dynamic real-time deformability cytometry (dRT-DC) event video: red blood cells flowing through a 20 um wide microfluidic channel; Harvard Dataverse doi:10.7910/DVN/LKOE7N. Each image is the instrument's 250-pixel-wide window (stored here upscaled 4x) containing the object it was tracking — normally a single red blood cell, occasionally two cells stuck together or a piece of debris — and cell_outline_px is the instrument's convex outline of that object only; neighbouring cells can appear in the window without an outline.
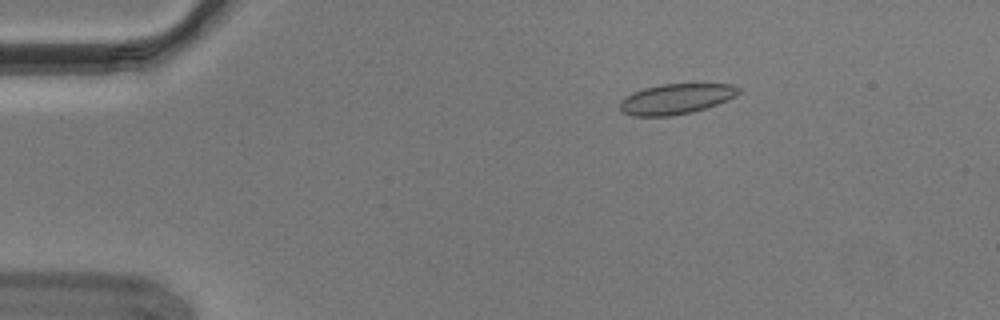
{"species": "Egyptian fruit bat (a non-hibernating species)", "species_latin": "Rousettus aegyptiacus", "temperature_condition": "cold", "stored_images_in_passage": 49, "segment_of_instrument_passage": [1, 2], "camera_frame_rate_fps": 3000, "um_per_image_px": 0.085, "animal": {"sex": "male"}, "frame": {"image": 1, "passage_image": 4, "time_ms": 1.0, "image_size_px": [1000, 320], "cell_outline_px": [[740, 92], [736, 96], [716, 104], [692, 112], [672, 116], [632, 116], [620, 112], [620, 100], [632, 92], [644, 88], [660, 84], [732, 84], [740, 88]], "centroid_in_image_um": [57.42, 8.41], "position_along_channel_um": 27.6, "area_um2": 21.04}}
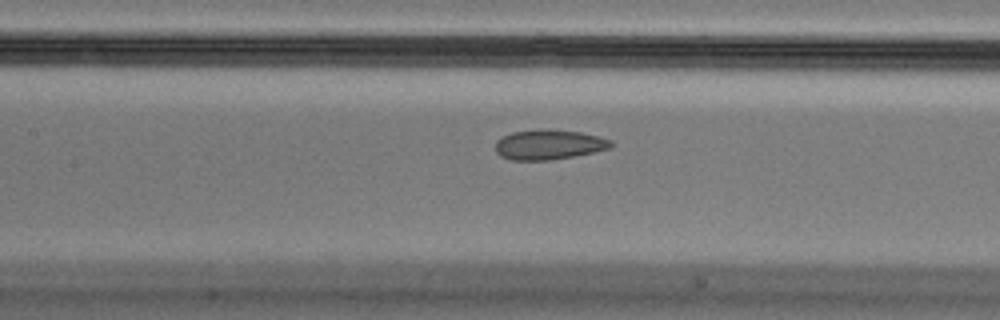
{"frame": {"image": 2, "passage_image": 20, "time_ms": 6.333, "image_size_px": [1000, 320], "cell_outline_px": [[612, 148], [552, 160], [512, 160], [500, 156], [496, 152], [496, 140], [512, 132], [540, 128], [580, 132], [612, 140]], "centroid_in_image_um": [46.63, 12.29], "position_along_channel_um": 160.8, "area_um2": 20.11}}